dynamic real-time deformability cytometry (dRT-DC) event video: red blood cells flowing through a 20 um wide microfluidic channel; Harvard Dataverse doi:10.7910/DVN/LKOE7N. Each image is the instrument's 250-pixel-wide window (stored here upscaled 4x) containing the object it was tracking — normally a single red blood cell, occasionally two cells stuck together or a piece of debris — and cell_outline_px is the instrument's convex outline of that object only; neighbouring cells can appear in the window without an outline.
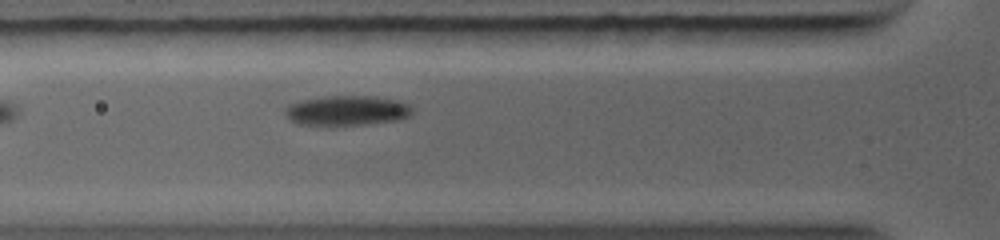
{"species": "common noctule bat (a hibernating species)", "species_latin": "Nyctalus noctula", "temperature_condition": "warm", "stored_images_in_passage": 22, "camera_frame_rate_fps": 5000, "um_per_image_px": 0.085, "animal": {"sex": "female", "body_mass_g": 19.0, "forearm_length_mm": 56.7}, "frame": {"image": 1, "passage_image": 8, "time_ms": 2.2, "image_size_px": [1000, 240], "cell_outline_px": [[412, 112], [408, 116], [396, 120], [364, 124], [300, 124], [292, 120], [284, 112], [284, 108], [288, 104], [300, 100], [324, 96], [376, 96], [396, 100], [408, 104], [412, 108]], "centroid_in_image_um": [29.47, 9.37], "position_along_channel_um": 96.3, "area_um2": 21.79}}
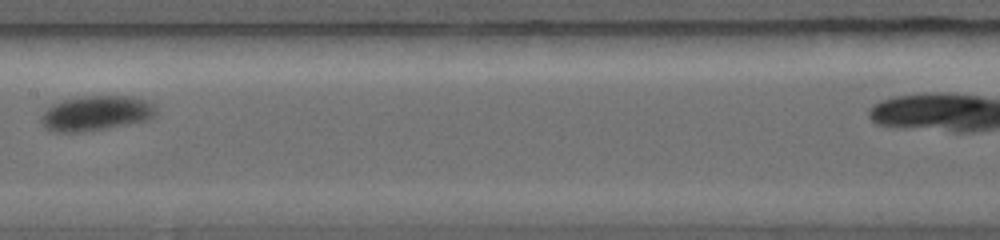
{"frame": {"image": 2, "passage_image": 12, "time_ms": 4.4, "image_size_px": [1000, 240], "cell_outline_px": [[156, 112], [148, 120], [108, 128], [80, 132], [52, 132], [44, 128], [40, 120], [40, 116], [52, 104], [64, 100], [84, 96], [128, 96], [148, 100], [156, 108]], "centroid_in_image_um": [8.14, 9.63], "position_along_channel_um": 199.3, "area_um2": 23.41}}
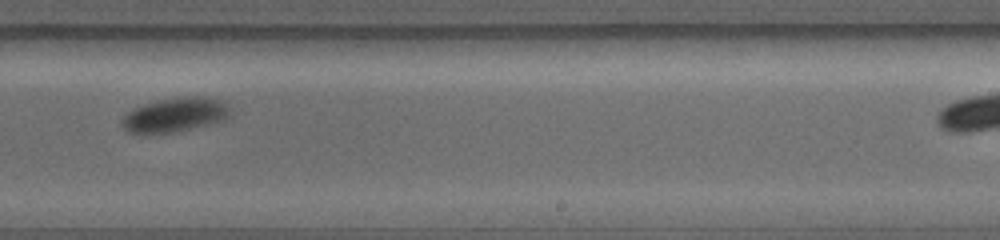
{"frame": {"image": 3, "passage_image": 15, "time_ms": 6.0, "image_size_px": [1000, 240], "cell_outline_px": [[228, 116], [224, 120], [176, 132], [128, 132], [120, 124], [124, 116], [128, 112], [144, 104], [160, 100], [180, 96], [200, 96], [220, 100], [228, 104]], "centroid_in_image_um": [14.89, 9.74], "position_along_channel_um": 274.1, "area_um2": 21.15}}